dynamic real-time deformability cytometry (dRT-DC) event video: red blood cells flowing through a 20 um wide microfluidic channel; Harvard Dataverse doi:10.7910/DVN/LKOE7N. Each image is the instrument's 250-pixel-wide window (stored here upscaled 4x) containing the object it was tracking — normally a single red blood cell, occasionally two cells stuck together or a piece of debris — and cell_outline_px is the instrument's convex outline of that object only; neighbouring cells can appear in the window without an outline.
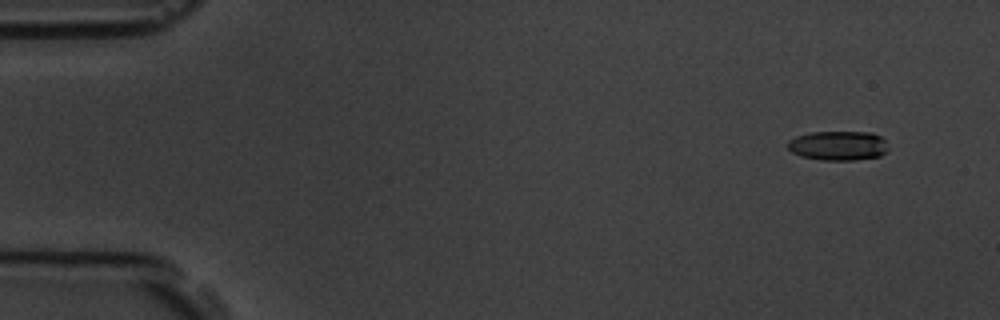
{"species": "common noctule bat (a hibernating species)", "species_latin": "Nyctalus noctula", "temperature_condition": "room temperature", "stored_images_in_passage": 5, "camera_frame_rate_fps": 3000, "um_per_image_px": 0.085, "animal": {"sex": "male", "body_mass_g": 19.5, "forearm_length_mm": 54.6}, "frame": {"image": 1, "passage_image": 2, "time_ms": 1.0, "image_size_px": [1000, 320], "cell_outline_px": [[884, 152], [880, 156], [856, 160], [820, 160], [800, 156], [792, 152], [788, 148], [788, 140], [796, 136], [812, 132], [872, 132], [880, 136], [884, 140]], "centroid_in_image_um": [71.19, 12.38], "position_along_channel_um": 13.8, "area_um2": 17.11}}
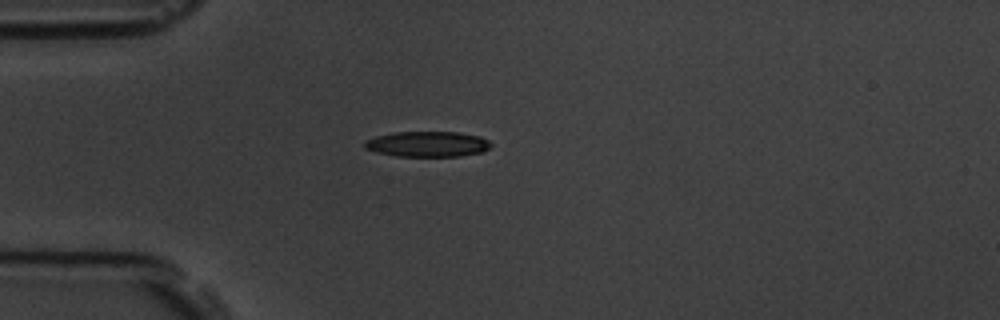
{"frame": {"image": 2, "passage_image": 5, "time_ms": 4.667, "image_size_px": [1000, 320], "cell_outline_px": [[492, 144], [484, 152], [460, 156], [396, 156], [376, 152], [364, 148], [364, 140], [376, 136], [392, 132], [460, 132], [480, 136], [488, 140]], "centroid_in_image_um": [36.33, 12.24], "position_along_channel_um": 48.7, "area_um2": 18.9}}